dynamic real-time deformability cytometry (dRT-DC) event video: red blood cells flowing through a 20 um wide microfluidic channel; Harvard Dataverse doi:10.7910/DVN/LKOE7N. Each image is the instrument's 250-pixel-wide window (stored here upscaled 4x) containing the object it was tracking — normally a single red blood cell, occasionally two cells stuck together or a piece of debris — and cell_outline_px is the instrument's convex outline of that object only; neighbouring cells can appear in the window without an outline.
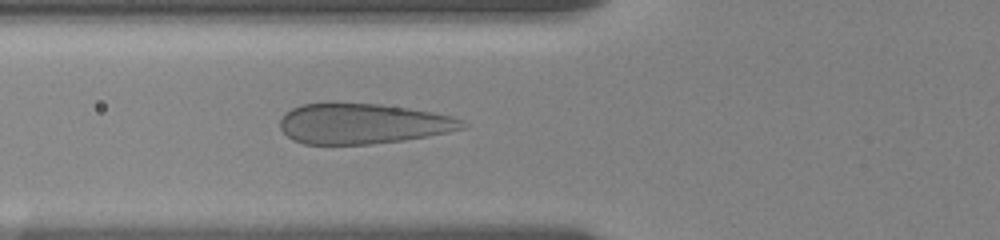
{"species": "human", "species_latin": "Homo sapiens", "temperature_condition": "room temperature", "stored_images_in_passage": 11, "camera_frame_rate_fps": 3000, "um_per_image_px": 0.085, "donor": {"sex": "female"}, "frame": {"image": 1, "passage_image": 11, "time_ms": 5.333, "image_size_px": [1000, 240], "cell_outline_px": [[468, 124], [464, 128], [448, 132], [428, 136], [404, 140], [368, 144], [304, 144], [292, 140], [280, 128], [280, 120], [284, 112], [300, 104], [328, 100], [380, 104], [408, 108], [432, 112], [452, 116], [464, 120]], "centroid_in_image_um": [30.78, 10.47], "position_along_channel_um": 95.0, "area_um2": 43.87}}